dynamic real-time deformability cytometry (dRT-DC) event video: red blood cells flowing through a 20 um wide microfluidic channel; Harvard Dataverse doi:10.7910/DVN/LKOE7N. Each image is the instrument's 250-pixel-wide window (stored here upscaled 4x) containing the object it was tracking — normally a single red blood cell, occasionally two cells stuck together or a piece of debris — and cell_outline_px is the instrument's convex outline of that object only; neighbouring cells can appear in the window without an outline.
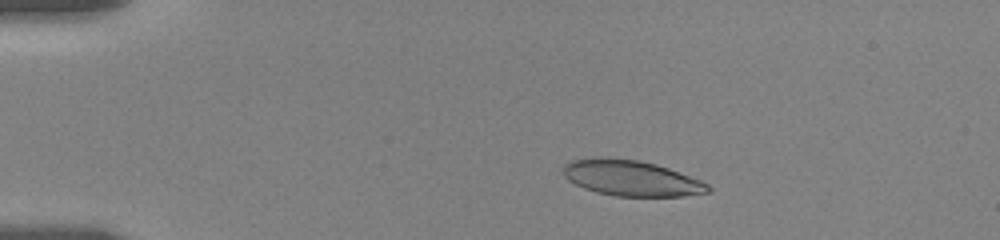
{"species": "human", "species_latin": "Homo sapiens", "temperature_condition": "room temperature", "stored_images_in_passage": 12, "camera_frame_rate_fps": 3000, "um_per_image_px": 0.085, "donor": {"sex": "female"}, "frame": {"image": 1, "passage_image": 5, "time_ms": 3.333, "image_size_px": [1000, 240], "cell_outline_px": [[712, 188], [708, 192], [684, 196], [616, 196], [596, 192], [584, 188], [568, 180], [564, 176], [564, 164], [572, 160], [608, 156], [640, 160], [656, 164], [668, 168], [700, 180], [708, 184]], "centroid_in_image_um": [53.65, 15.13], "position_along_channel_um": 31.4, "area_um2": 30.11}}
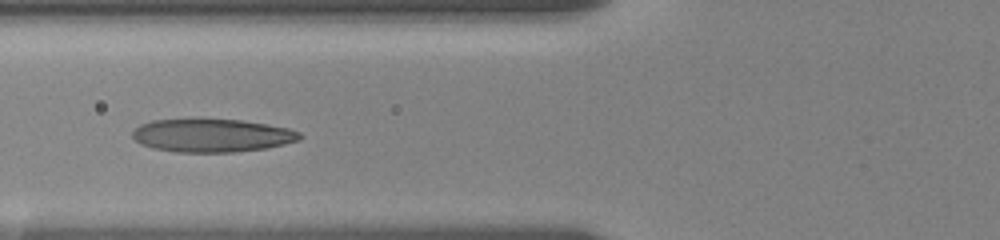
{"frame": {"image": 2, "passage_image": 10, "time_ms": 7.333, "image_size_px": [1000, 240], "cell_outline_px": [[304, 136], [300, 140], [284, 144], [264, 148], [232, 152], [176, 152], [152, 148], [140, 144], [132, 136], [132, 132], [140, 124], [152, 120], [240, 120], [268, 124], [288, 128], [300, 132]], "centroid_in_image_um": [18.03, 11.52], "position_along_channel_um": 107.8, "area_um2": 32.14}}
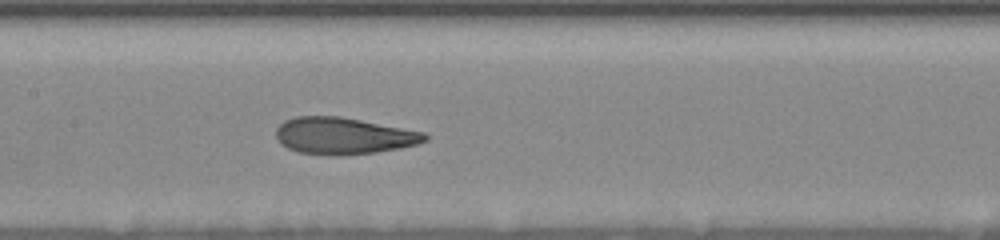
{"frame": {"image": 3, "passage_image": 12, "time_ms": 9.333, "image_size_px": [1000, 240], "cell_outline_px": [[428, 140], [416, 144], [400, 148], [376, 152], [340, 156], [328, 156], [300, 152], [288, 148], [280, 144], [276, 136], [276, 128], [284, 120], [296, 116], [340, 116], [424, 132], [428, 136]], "centroid_in_image_um": [29.17, 11.55], "position_along_channel_um": 178.2, "area_um2": 32.02}}